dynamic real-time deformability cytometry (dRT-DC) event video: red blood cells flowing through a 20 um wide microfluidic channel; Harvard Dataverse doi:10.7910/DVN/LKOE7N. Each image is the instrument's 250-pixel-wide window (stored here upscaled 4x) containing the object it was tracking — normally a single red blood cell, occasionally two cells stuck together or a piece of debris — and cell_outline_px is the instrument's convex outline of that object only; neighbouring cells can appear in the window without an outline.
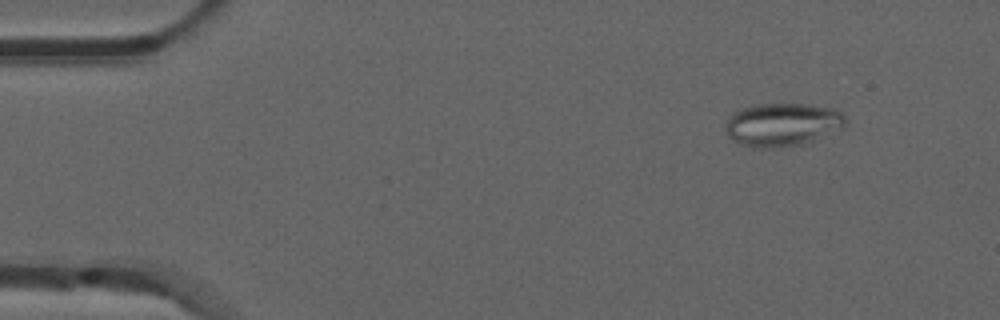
{"species": "common noctule bat (a hibernating species)", "species_latin": "Nyctalus noctula", "temperature_condition": "room temperature", "stored_images_in_passage": 53, "camera_frame_rate_fps": 3000, "um_per_image_px": 0.085, "animal": {"sex": "male", "forearm_length_mm": 52.5}, "frame": {"image": 1, "passage_image": 6, "time_ms": 1.667, "image_size_px": [1000, 320], "cell_outline_px": [[848, 120], [840, 128], [812, 140], [800, 144], [776, 148], [752, 148], [740, 144], [732, 140], [728, 136], [724, 128], [728, 116], [744, 108], [756, 104], [812, 104], [836, 108]], "centroid_in_image_um": [66.47, 10.58], "position_along_channel_um": 18.5, "area_um2": 30.23}}
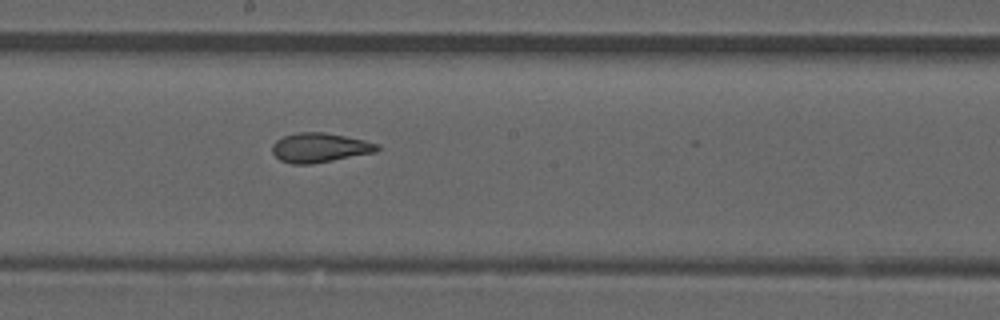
{"frame": {"image": 2, "passage_image": 29, "time_ms": 9.333, "image_size_px": [1000, 320], "cell_outline_px": [[380, 148], [376, 152], [312, 164], [292, 164], [280, 160], [272, 152], [272, 144], [276, 140], [284, 136], [296, 132], [324, 132], [364, 140], [380, 144]], "centroid_in_image_um": [27.17, 12.55], "position_along_channel_um": 221.0, "area_um2": 18.03}}
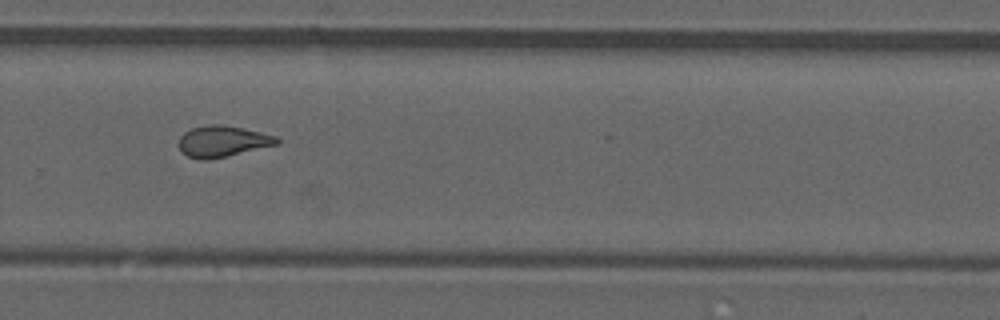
{"frame": {"image": 3, "passage_image": 36, "time_ms": 11.667, "image_size_px": [1000, 320], "cell_outline_px": [[280, 144], [208, 160], [200, 160], [188, 156], [180, 152], [180, 136], [184, 132], [192, 128], [208, 124], [220, 124], [260, 132], [276, 136], [280, 140]], "centroid_in_image_um": [18.91, 12.02], "position_along_channel_um": 310.9, "area_um2": 17.74}, "authors_computed_cell_mechanics": {"area_um2": 18.3226, "velocity_mm_per_s": 3.8698, "shape_relaxation_time_tau1_ms": null, "shape_relaxation_time_tau2_ms": 1.7888, "deformation_change_tau1": null, "deformation_change_tau2": 0.0878}}